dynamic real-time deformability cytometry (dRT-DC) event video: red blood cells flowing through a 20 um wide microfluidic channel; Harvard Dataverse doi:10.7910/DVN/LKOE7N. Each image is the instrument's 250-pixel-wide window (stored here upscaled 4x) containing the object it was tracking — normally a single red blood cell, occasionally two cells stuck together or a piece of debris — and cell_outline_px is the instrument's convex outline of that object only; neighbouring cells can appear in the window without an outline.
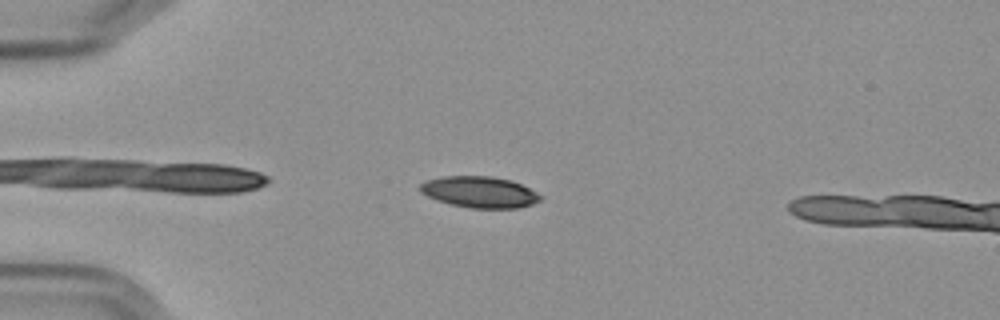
{"species": "Egyptian fruit bat (a non-hibernating species)", "species_latin": "Rousettus aegyptiacus", "temperature_condition": "cold", "stored_images_in_passage": 10, "camera_frame_rate_fps": 3000, "um_per_image_px": 0.085, "frame": {"image": 1, "passage_image": 6, "time_ms": 1.667, "image_size_px": [1000, 320], "cell_outline_px": [[544, 196], [540, 200], [532, 204], [516, 208], [472, 208], [452, 204], [436, 200], [420, 192], [420, 184], [428, 180], [444, 176], [492, 176], [512, 180]], "centroid_in_image_um": [40.78, 16.32], "position_along_channel_um": 44.2, "area_um2": 21.79}}